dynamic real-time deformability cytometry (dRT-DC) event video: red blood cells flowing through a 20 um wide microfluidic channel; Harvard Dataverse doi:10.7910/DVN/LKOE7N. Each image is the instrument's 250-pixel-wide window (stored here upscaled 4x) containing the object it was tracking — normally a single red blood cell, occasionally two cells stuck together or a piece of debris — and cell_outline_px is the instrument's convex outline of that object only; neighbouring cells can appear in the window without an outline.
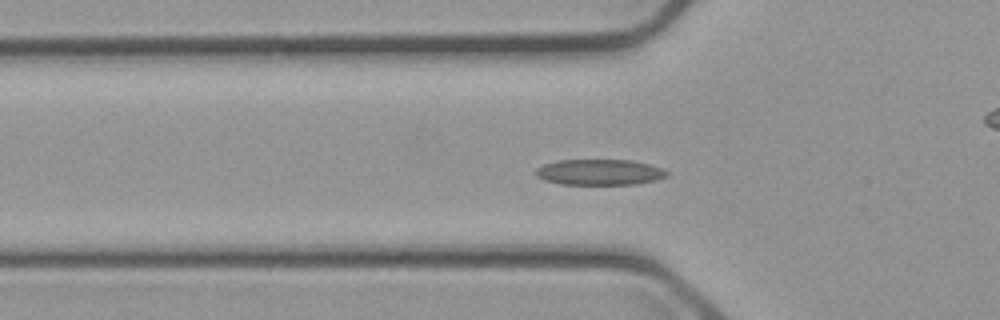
{"species": "common noctule bat (a hibernating species)", "species_latin": "Nyctalus noctula", "temperature_condition": "cold", "stored_images_in_passage": 50, "camera_frame_rate_fps": 3000, "um_per_image_px": 0.085, "animal": {"sex": "male", "body_mass_g": 23.1, "forearm_length_mm": 52.7}, "frame": {"image": 1, "passage_image": 18, "time_ms": 5.667, "image_size_px": [1000, 320], "cell_outline_px": [[668, 176], [656, 180], [636, 184], [560, 184], [544, 180], [536, 176], [532, 172], [536, 168], [544, 164], [556, 160], [632, 160], [648, 164], [660, 168], [668, 172]], "centroid_in_image_um": [50.91, 14.63], "position_along_channel_um": 74.9, "area_um2": 19.77}}
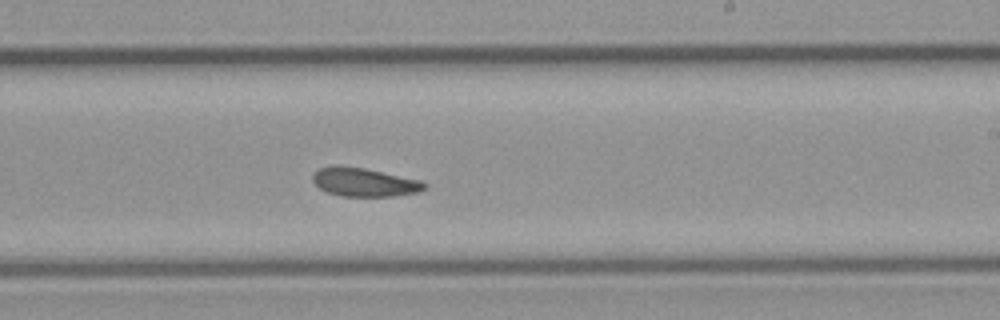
{"frame": {"image": 2, "passage_image": 33, "time_ms": 10.667, "image_size_px": [1000, 320], "cell_outline_px": [[428, 188], [420, 192], [392, 196], [340, 196], [328, 192], [320, 188], [312, 180], [312, 176], [320, 168], [336, 164], [364, 168], [420, 180], [428, 184]], "centroid_in_image_um": [30.99, 15.48], "position_along_channel_um": 258.0, "area_um2": 18.67}}
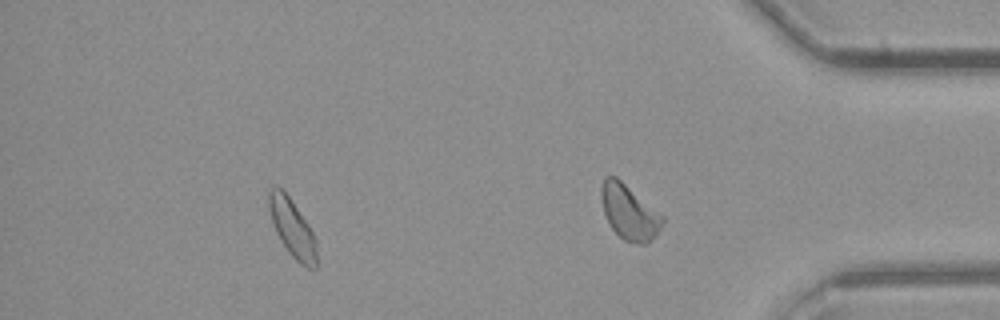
{"frame": {"image": 3, "passage_image": 44, "time_ms": 14.333, "image_size_px": [1000, 320], "cell_outline_px": [[316, 268], [308, 268], [300, 264], [288, 252], [280, 240], [276, 232], [268, 208], [268, 192], [272, 188], [280, 188], [288, 196], [308, 224], [316, 240]], "centroid_in_image_um": [24.84, 19.42], "position_along_channel_um": 410.4, "area_um2": 15.78}, "authors_computed_cell_mechanics": {"area_um2": 19.2474, "velocity_mm_per_s": 3.6428, "shape_relaxation_time_tau1_ms": 5.2909, "shape_relaxation_time_tau2_ms": 4.822, "deformation_change_tau1": 0.1131, "deformation_change_tau2": 0.1151}}